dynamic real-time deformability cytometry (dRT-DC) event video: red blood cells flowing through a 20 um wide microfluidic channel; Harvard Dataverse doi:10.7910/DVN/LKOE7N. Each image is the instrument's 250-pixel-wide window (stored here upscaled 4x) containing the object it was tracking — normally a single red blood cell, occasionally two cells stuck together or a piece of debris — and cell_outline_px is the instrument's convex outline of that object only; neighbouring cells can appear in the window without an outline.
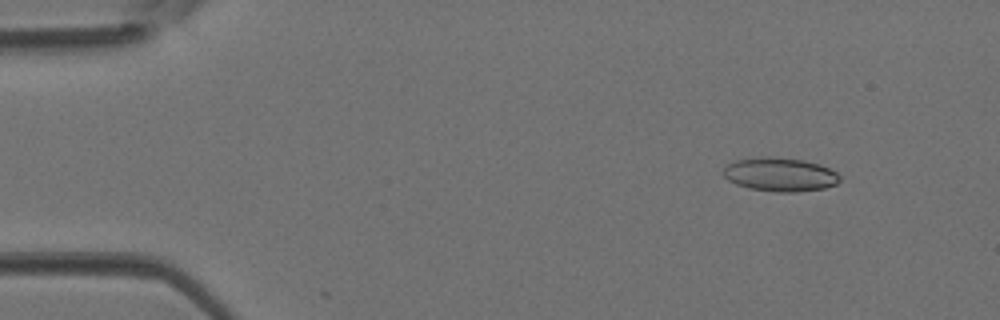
{"species": "Egyptian fruit bat (a non-hibernating species)", "species_latin": "Rousettus aegyptiacus", "temperature_condition": "room temperature", "stored_images_in_passage": 30, "camera_frame_rate_fps": 3000, "um_per_image_px": 0.085, "animal": {"sex": "female"}, "frame": {"image": 1, "passage_image": 1, "time_ms": 0.0, "image_size_px": [1000, 320], "cell_outline_px": [[840, 180], [836, 184], [824, 188], [796, 192], [776, 192], [748, 188], [736, 184], [728, 180], [724, 176], [724, 168], [728, 164], [736, 160], [768, 156], [772, 156], [804, 160], [820, 164], [836, 172], [840, 176]], "centroid_in_image_um": [66.31, 14.83], "position_along_channel_um": 18.7, "area_um2": 22.89}}
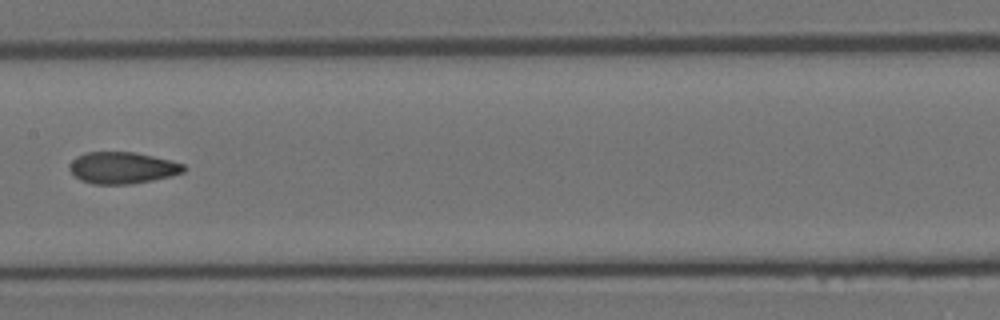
{"frame": {"image": 2, "passage_image": 18, "time_ms": 5.667, "image_size_px": [1000, 320], "cell_outline_px": [[188, 168], [184, 172], [172, 176], [152, 180], [128, 184], [92, 184], [80, 180], [68, 168], [68, 164], [76, 156], [84, 152], [136, 152], [172, 160], [184, 164]], "centroid_in_image_um": [10.42, 14.25], "position_along_channel_um": 197.0, "area_um2": 21.33}}
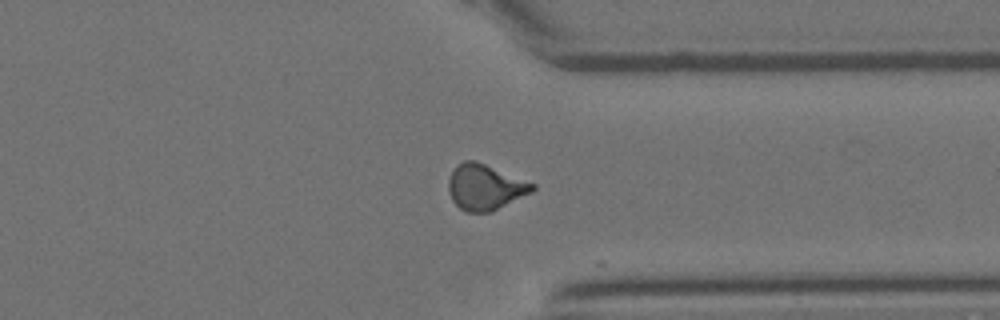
{"frame": {"image": 3, "passage_image": 29, "time_ms": 9.333, "image_size_px": [1000, 320], "cell_outline_px": [[536, 188], [532, 192], [492, 212], [464, 212], [452, 200], [448, 192], [448, 180], [452, 172], [464, 160], [476, 160], [536, 184]], "centroid_in_image_um": [41.24, 15.92], "position_along_channel_um": 370.2, "area_um2": 22.37}}